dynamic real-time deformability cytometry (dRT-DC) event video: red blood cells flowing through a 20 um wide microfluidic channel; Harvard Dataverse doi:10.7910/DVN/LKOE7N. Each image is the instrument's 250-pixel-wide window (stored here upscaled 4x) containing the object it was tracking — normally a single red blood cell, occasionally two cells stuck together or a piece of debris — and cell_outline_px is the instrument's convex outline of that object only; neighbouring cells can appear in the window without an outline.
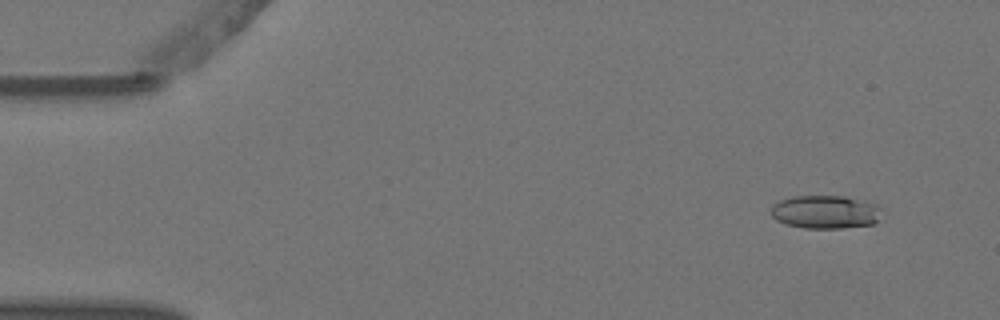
{"species": "Egyptian fruit bat (a non-hibernating species)", "species_latin": "Rousettus aegyptiacus", "temperature_condition": "warm", "stored_images_in_passage": 4, "camera_frame_rate_fps": 3000, "um_per_image_px": 0.085, "animal": {"sex": "female"}, "frame": {"image": 1, "passage_image": 1, "time_ms": 0.0, "image_size_px": [1000, 320], "cell_outline_px": [[880, 208], [876, 220], [872, 224], [840, 228], [804, 228], [788, 224], [776, 220], [772, 216], [772, 204], [780, 200], [792, 196], [844, 196], [864, 200], [876, 204]], "centroid_in_image_um": [70.12, 18.0], "position_along_channel_um": 14.9, "area_um2": 21.27}}
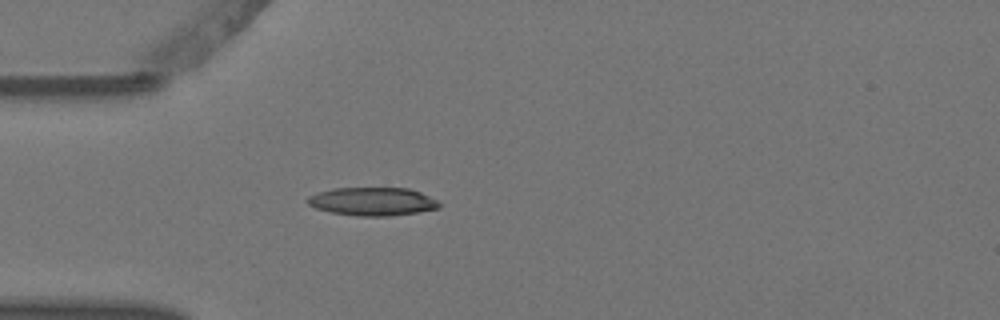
{"frame": {"image": 2, "passage_image": 4, "time_ms": 1.0, "image_size_px": [1000, 320], "cell_outline_px": [[444, 204], [440, 208], [420, 212], [388, 216], [356, 216], [332, 212], [316, 208], [308, 204], [304, 200], [308, 196], [332, 188], [408, 188], [420, 192]], "centroid_in_image_um": [31.68, 17.13], "position_along_channel_um": 53.3, "area_um2": 21.79}}